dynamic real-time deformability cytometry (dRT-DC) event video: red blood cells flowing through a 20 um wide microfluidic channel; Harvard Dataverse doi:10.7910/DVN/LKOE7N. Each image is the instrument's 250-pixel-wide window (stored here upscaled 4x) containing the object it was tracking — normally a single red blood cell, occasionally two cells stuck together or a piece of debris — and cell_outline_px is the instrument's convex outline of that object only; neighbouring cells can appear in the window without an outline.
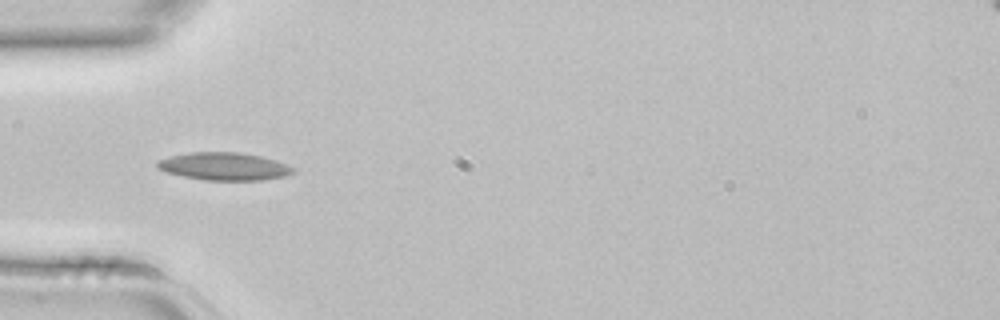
{"species": "common noctule bat (a hibernating species)", "species_latin": "Nyctalus noctula", "temperature_condition": "room temperature", "stored_images_in_passage": 3, "camera_frame_rate_fps": 3000, "um_per_image_px": 0.085, "animal": {"sex": "female", "body_mass_g": 22.7, "forearm_length_mm": 54.2}, "frame": {"image": 1, "passage_image": 3, "time_ms": 0.667, "image_size_px": [1000, 320], "cell_outline_px": [[296, 172], [284, 176], [264, 180], [204, 180], [164, 172], [156, 168], [156, 160], [168, 156], [192, 152], [240, 152], [260, 156], [276, 160], [288, 164], [296, 168]], "centroid_in_image_um": [19.05, 14.14], "position_along_channel_um": 66.0, "area_um2": 22.25}}